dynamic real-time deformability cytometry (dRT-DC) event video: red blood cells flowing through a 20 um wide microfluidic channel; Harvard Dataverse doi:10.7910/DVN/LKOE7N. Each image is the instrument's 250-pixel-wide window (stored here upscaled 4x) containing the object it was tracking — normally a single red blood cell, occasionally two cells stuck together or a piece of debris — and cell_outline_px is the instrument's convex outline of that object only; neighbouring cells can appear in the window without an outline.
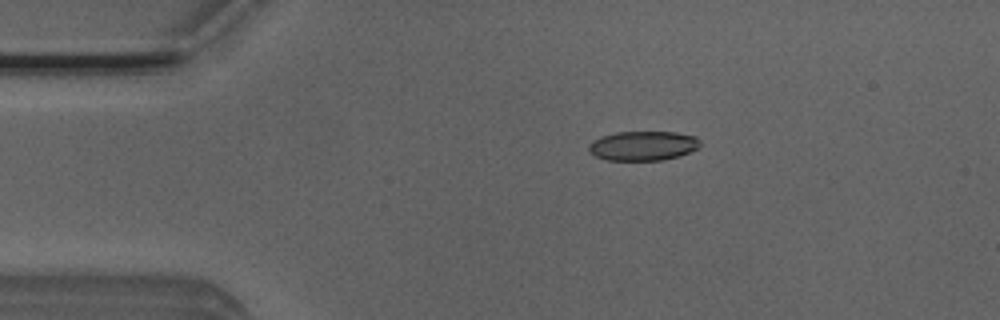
{"species": "Egyptian fruit bat (a non-hibernating species)", "species_latin": "Rousettus aegyptiacus", "temperature_condition": "room temperature", "stored_images_in_passage": 3, "camera_frame_rate_fps": 3000, "um_per_image_px": 0.085, "animal": {"sex": "male"}, "frame": {"image": 1, "passage_image": 1, "time_ms": 0.0, "image_size_px": [1000, 320], "cell_outline_px": [[700, 144], [696, 148], [680, 156], [664, 160], [608, 160], [596, 156], [588, 152], [588, 144], [592, 140], [600, 136], [616, 132], [676, 132], [696, 136], [700, 140]], "centroid_in_image_um": [54.62, 12.38], "position_along_channel_um": 30.4, "area_um2": 19.25}}